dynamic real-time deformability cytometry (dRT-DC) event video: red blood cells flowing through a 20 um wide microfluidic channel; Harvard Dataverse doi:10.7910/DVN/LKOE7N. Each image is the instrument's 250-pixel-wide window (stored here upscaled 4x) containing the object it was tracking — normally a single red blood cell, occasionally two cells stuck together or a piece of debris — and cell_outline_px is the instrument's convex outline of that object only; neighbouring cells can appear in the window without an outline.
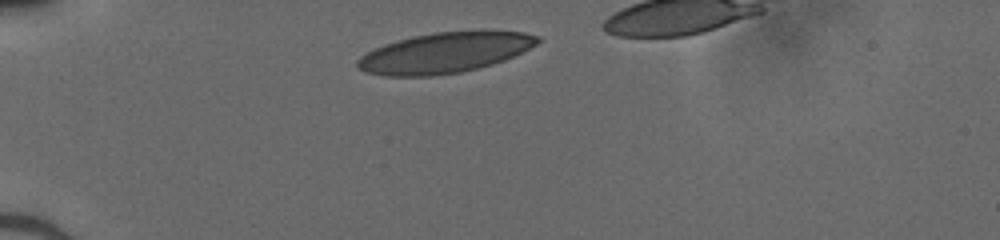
{"species": "human", "species_latin": "Homo sapiens", "temperature_condition": "cold", "stored_images_in_passage": 29, "camera_frame_rate_fps": 3000, "um_per_image_px": 0.085, "donor": {"sex": "male"}, "frame": {"image": 1, "passage_image": 1, "time_ms": 0.0, "image_size_px": [1000, 240], "cell_outline_px": [[540, 40], [536, 44], [504, 60], [492, 64], [460, 72], [432, 76], [384, 76], [364, 72], [356, 68], [356, 60], [360, 56], [384, 44], [412, 36], [436, 32], [480, 28], [488, 28], [524, 32], [540, 36]], "centroid_in_image_um": [37.82, 4.44], "position_along_channel_um": 47.2, "area_um2": 43.18}}
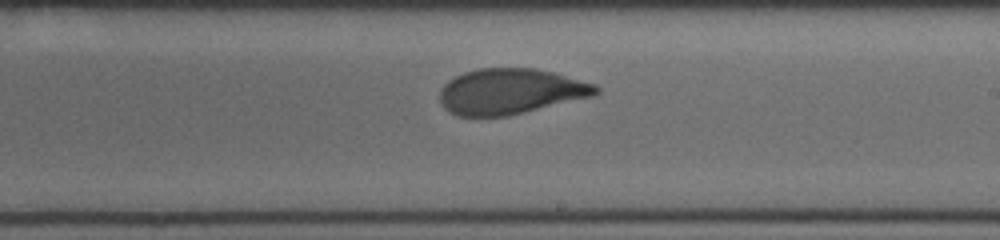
{"frame": {"image": 2, "passage_image": 18, "time_ms": 5.667, "image_size_px": [1000, 240], "cell_outline_px": [[600, 92], [592, 96], [508, 116], [460, 116], [444, 108], [440, 100], [440, 88], [448, 80], [464, 72], [476, 68], [536, 68], [552, 72], [596, 84], [600, 88]], "centroid_in_image_um": [43.39, 7.76], "position_along_channel_um": 245.6, "area_um2": 41.38}}
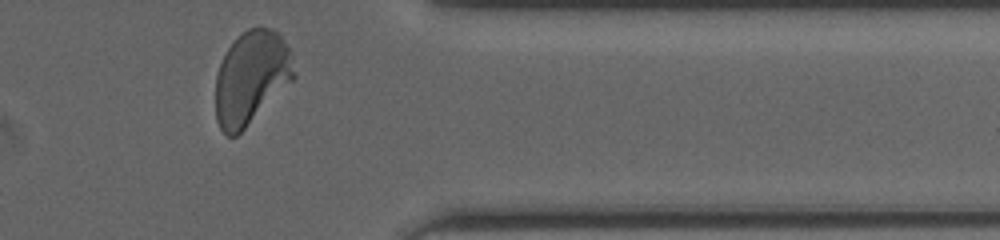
{"frame": {"image": 3, "passage_image": 29, "time_ms": 9.333, "image_size_px": [1000, 240], "cell_outline_px": [[296, 76], [236, 136], [228, 136], [220, 128], [216, 120], [216, 76], [220, 64], [228, 48], [248, 28], [260, 24], [272, 28], [280, 36], [288, 48], [292, 56]], "centroid_in_image_um": [21.35, 6.56], "position_along_channel_um": 390.0, "area_um2": 42.08}}